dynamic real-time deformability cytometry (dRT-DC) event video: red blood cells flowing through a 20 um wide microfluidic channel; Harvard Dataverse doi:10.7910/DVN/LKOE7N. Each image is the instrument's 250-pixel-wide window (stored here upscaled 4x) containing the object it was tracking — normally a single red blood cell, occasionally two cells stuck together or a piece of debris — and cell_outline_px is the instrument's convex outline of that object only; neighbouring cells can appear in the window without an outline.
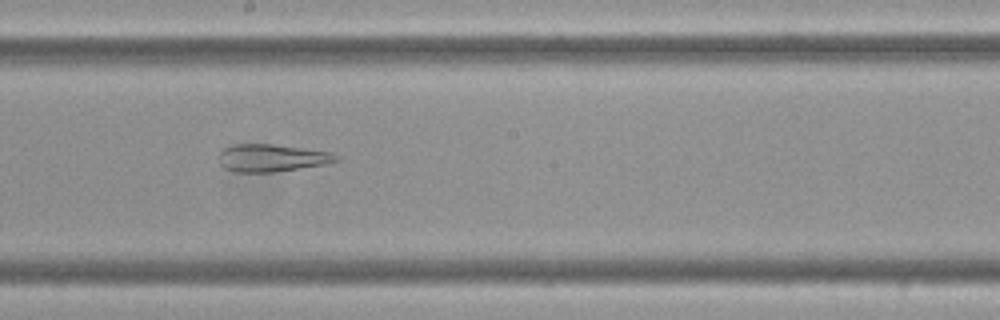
{"species": "Egyptian fruit bat (a non-hibernating species)", "species_latin": "Rousettus aegyptiacus", "temperature_condition": "cold", "stored_images_in_passage": 53, "camera_frame_rate_fps": 3000, "um_per_image_px": 0.085, "frame": {"image": 1, "passage_image": 28, "time_ms": 9.0, "image_size_px": [1000, 320], "cell_outline_px": [[340, 160], [324, 164], [300, 168], [272, 172], [236, 172], [224, 168], [220, 164], [220, 152], [224, 148], [236, 144], [272, 144], [332, 152], [340, 156]], "centroid_in_image_um": [23.12, 13.42], "position_along_channel_um": 225.1, "area_um2": 18.67}}
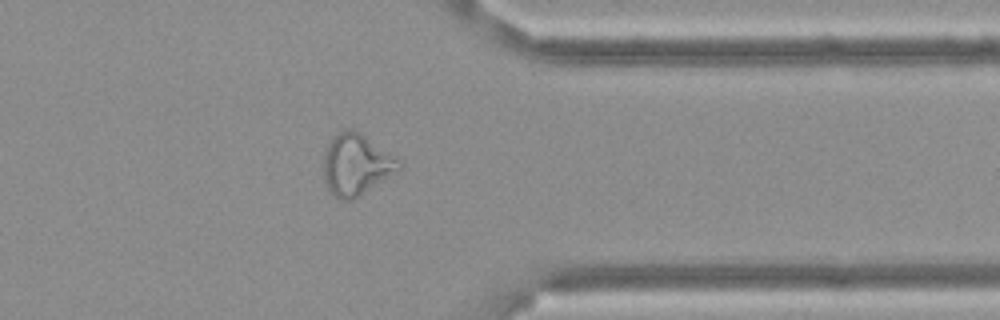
{"frame": {"image": 2, "passage_image": 42, "time_ms": 13.667, "image_size_px": [1000, 320], "cell_outline_px": [[404, 164], [400, 172], [360, 196], [352, 200], [340, 200], [328, 188], [324, 180], [324, 152], [332, 136], [348, 128], [352, 128], [360, 132], [400, 160]], "centroid_in_image_um": [30.32, 14.0], "position_along_channel_um": 381.1, "area_um2": 27.28}}
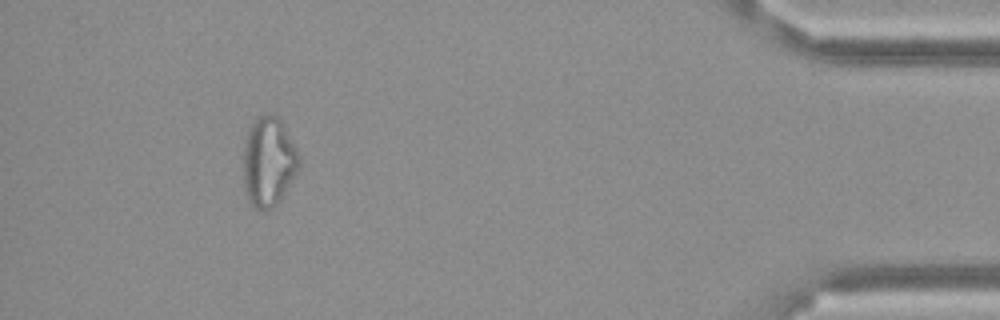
{"frame": {"image": 3, "passage_image": 49, "time_ms": 16.0, "image_size_px": [1000, 320], "cell_outline_px": [[300, 168], [280, 200], [268, 212], [256, 208], [252, 204], [248, 196], [244, 184], [244, 148], [248, 132], [252, 120], [260, 116], [272, 112], [280, 120], [296, 148], [300, 156]], "centroid_in_image_um": [22.85, 13.75], "position_along_channel_um": 412.4, "area_um2": 28.9}, "authors_computed_cell_mechanics": {"area_um2": 27.2238, "velocity_mm_per_s": 3.4936, "shape_relaxation_time_tau1_ms": null, "shape_relaxation_time_tau2_ms": 1.8833, "deformation_change_tau1": null, "deformation_change_tau2": 0.1018}}